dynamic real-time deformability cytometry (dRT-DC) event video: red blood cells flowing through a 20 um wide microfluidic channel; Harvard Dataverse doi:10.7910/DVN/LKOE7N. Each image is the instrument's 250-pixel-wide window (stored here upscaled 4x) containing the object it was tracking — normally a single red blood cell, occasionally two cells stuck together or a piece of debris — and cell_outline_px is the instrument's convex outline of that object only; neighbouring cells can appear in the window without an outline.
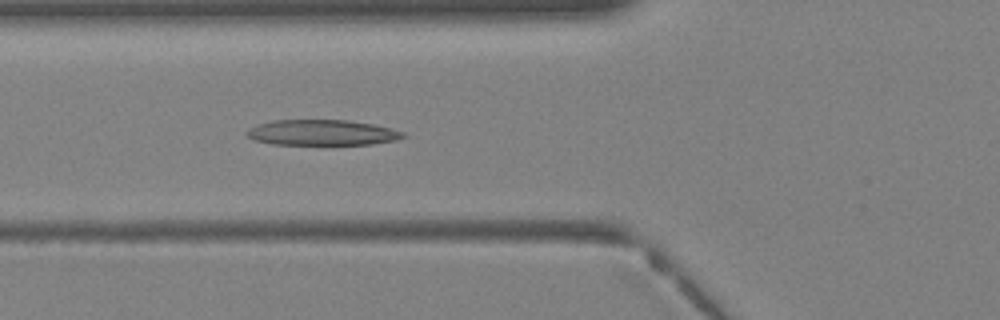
{"species": "Egyptian fruit bat (a non-hibernating species)", "species_latin": "Rousettus aegyptiacus", "temperature_condition": "warm", "stored_images_in_passage": 27, "camera_frame_rate_fps": 3000, "um_per_image_px": 0.085, "animal": {"sex": "female"}, "frame": {"image": 1, "passage_image": 3, "time_ms": 0.667, "image_size_px": [1000, 320], "cell_outline_px": [[408, 136], [396, 140], [372, 144], [324, 148], [272, 144], [252, 140], [244, 132], [248, 128], [272, 120], [348, 120], [372, 124], [404, 132]], "centroid_in_image_um": [27.35, 11.33], "position_along_channel_um": 98.4, "area_um2": 24.68}}
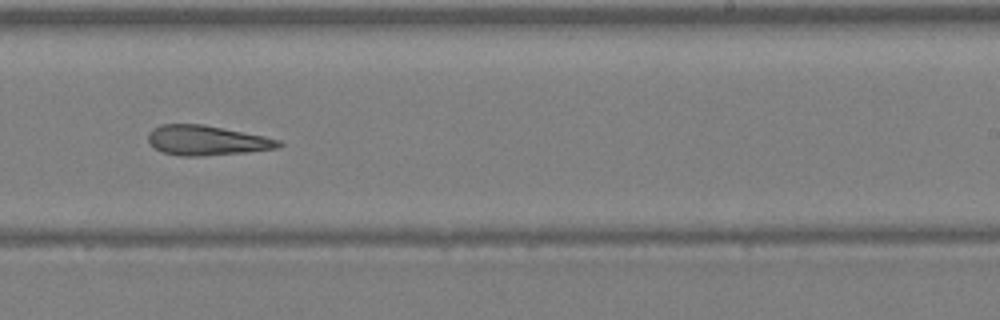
{"frame": {"image": 2, "passage_image": 13, "time_ms": 4.0, "image_size_px": [1000, 320], "cell_outline_px": [[284, 144], [276, 148], [244, 152], [200, 156], [180, 156], [164, 152], [156, 148], [148, 140], [148, 132], [152, 128], [160, 124], [200, 124], [264, 136], [280, 140]], "centroid_in_image_um": [17.54, 11.93], "position_along_channel_um": 271.5, "area_um2": 22.37}}
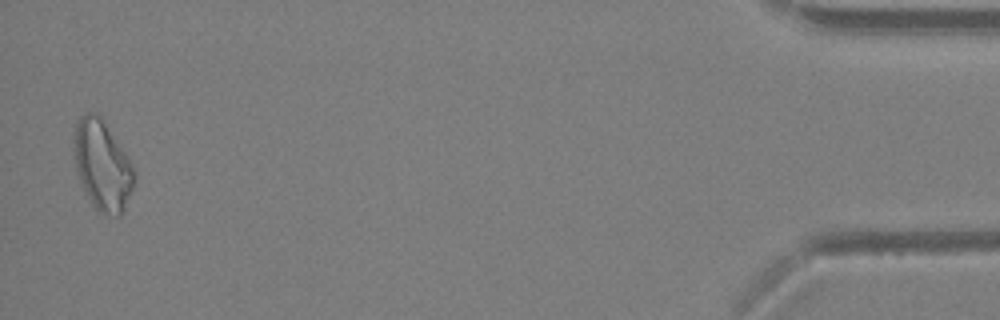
{"frame": {"image": 3, "passage_image": 27, "time_ms": 8.667, "image_size_px": [1000, 320], "cell_outline_px": [[136, 180], [124, 212], [120, 216], [116, 216], [100, 212], [92, 204], [80, 180], [76, 168], [72, 148], [72, 140], [76, 120], [84, 112], [96, 112], [104, 116], [132, 164], [136, 176]], "centroid_in_image_um": [8.7, 13.97], "position_along_channel_um": 426.5, "area_um2": 32.43}}